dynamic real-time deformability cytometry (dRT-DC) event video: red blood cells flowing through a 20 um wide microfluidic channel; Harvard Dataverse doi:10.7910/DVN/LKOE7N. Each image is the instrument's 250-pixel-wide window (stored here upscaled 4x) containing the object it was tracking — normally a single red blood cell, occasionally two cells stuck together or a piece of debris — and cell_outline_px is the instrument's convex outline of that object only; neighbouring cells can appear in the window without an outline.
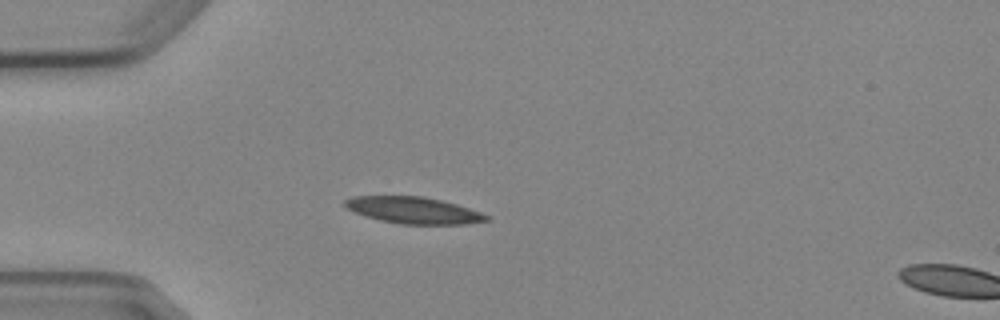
{"species": "Egyptian fruit bat (a non-hibernating species)", "species_latin": "Rousettus aegyptiacus", "temperature_condition": "cold", "stored_images_in_passage": 6, "segment_of_instrument_passage": [1, 2], "camera_frame_rate_fps": 3000, "um_per_image_px": 0.085, "animal": {"sex": "female"}, "frame": {"image": 1, "passage_image": 5, "time_ms": 4.667, "image_size_px": [1000, 320], "cell_outline_px": [[492, 216], [488, 220], [464, 224], [400, 224], [380, 220], [364, 216], [348, 208], [344, 204], [344, 200], [352, 196], [424, 196], [456, 204]], "centroid_in_image_um": [35.15, 17.87], "position_along_channel_um": 49.9, "area_um2": 21.85}}